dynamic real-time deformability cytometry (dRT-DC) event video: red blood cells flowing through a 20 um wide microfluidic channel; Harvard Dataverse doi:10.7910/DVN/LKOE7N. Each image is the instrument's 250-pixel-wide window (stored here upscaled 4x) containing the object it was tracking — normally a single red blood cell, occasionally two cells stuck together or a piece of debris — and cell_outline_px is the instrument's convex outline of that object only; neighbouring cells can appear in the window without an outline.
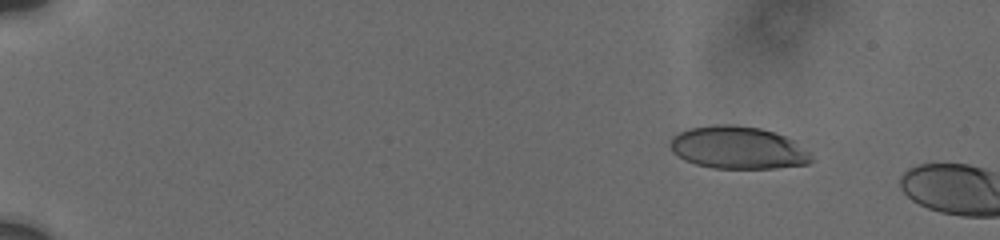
{"species": "human", "species_latin": "Homo sapiens", "temperature_condition": "cold", "stored_images_in_passage": 3, "camera_frame_rate_fps": 3000, "um_per_image_px": 0.085, "donor": {"sex": "male"}, "frame": {"image": 1, "passage_image": 1, "time_ms": 0.0, "image_size_px": [1000, 240], "cell_outline_px": [[812, 160], [808, 164], [776, 168], [712, 168], [696, 164], [684, 160], [672, 152], [668, 144], [672, 136], [688, 128], [716, 124], [736, 124], [760, 128], [776, 132], [796, 140], [812, 152]], "centroid_in_image_um": [62.75, 12.54], "position_along_channel_um": 22.2, "area_um2": 35.66}}